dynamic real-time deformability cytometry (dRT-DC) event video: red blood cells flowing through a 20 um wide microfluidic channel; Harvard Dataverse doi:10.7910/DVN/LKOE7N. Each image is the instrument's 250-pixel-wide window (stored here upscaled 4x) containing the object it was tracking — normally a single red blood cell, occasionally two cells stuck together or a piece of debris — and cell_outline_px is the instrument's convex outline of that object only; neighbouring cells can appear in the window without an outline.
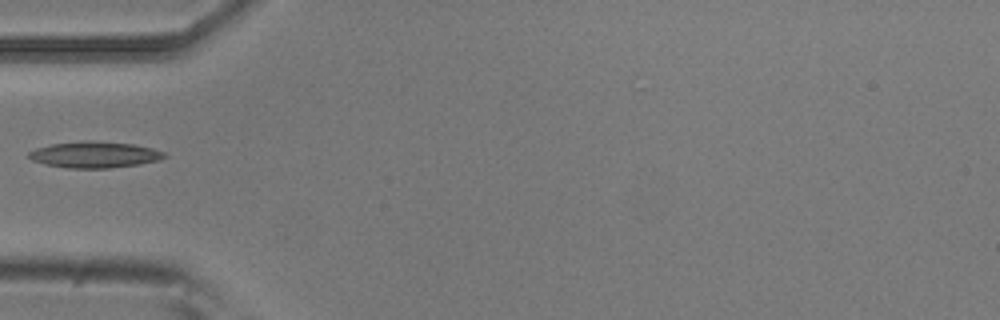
{"species": "common noctule bat (a hibernating species)", "species_latin": "Nyctalus noctula", "temperature_condition": "room temperature", "stored_images_in_passage": 3, "camera_frame_rate_fps": 3000, "um_per_image_px": 0.085, "animal": {"sex": "male", "body_mass_g": 20.5, "forearm_length_mm": 52.5}, "frame": {"image": 1, "passage_image": 3, "time_ms": 0.667, "image_size_px": [1000, 320], "cell_outline_px": [[168, 156], [160, 160], [136, 164], [108, 168], [68, 168], [44, 164], [32, 160], [28, 156], [28, 152], [36, 148], [52, 144], [84, 140], [88, 140], [132, 144], [152, 148], [164, 152]], "centroid_in_image_um": [8.02, 13.14], "position_along_channel_um": 77.0, "area_um2": 20.63}}